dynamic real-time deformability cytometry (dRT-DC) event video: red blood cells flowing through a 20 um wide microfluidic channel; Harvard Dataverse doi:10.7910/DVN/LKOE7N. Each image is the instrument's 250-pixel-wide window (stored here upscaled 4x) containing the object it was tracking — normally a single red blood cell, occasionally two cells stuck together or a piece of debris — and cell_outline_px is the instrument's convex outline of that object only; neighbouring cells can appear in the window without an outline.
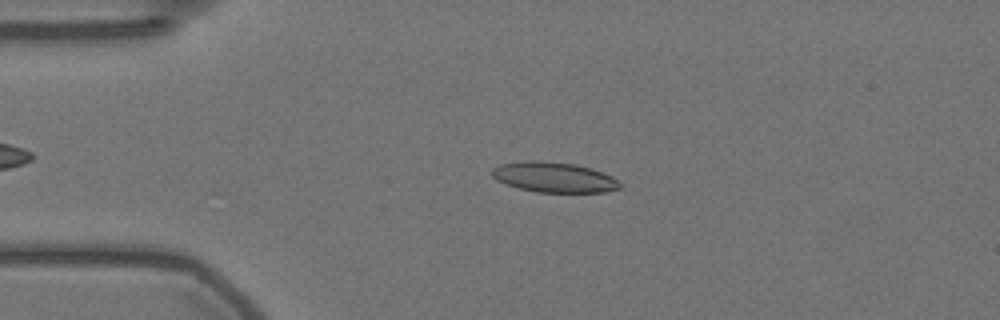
{"species": "Egyptian fruit bat (a non-hibernating species)", "species_latin": "Rousettus aegyptiacus", "temperature_condition": "warm", "stored_images_in_passage": 56, "camera_frame_rate_fps": 3000, "um_per_image_px": 0.085, "animal": {"sex": "female"}, "frame": {"image": 1, "passage_image": 12, "time_ms": 3.667, "image_size_px": [1000, 320], "cell_outline_px": [[624, 188], [604, 192], [536, 192], [520, 188], [496, 180], [492, 176], [492, 168], [500, 164], [524, 160], [540, 160], [576, 164], [592, 168], [612, 176]], "centroid_in_image_um": [47.1, 15.05], "position_along_channel_um": 37.9, "area_um2": 22.66}}
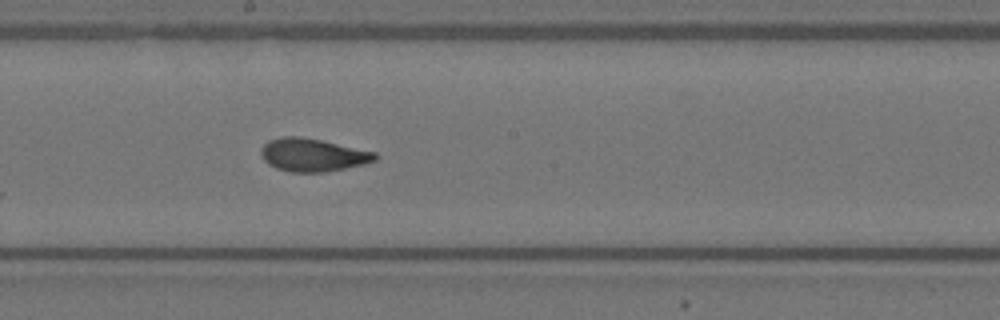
{"frame": {"image": 2, "passage_image": 30, "time_ms": 9.667, "image_size_px": [1000, 320], "cell_outline_px": [[380, 156], [376, 160], [364, 164], [324, 172], [292, 172], [276, 168], [268, 164], [264, 160], [260, 152], [260, 148], [268, 140], [280, 136], [300, 136], [320, 140], [376, 152]], "centroid_in_image_um": [26.57, 13.16], "position_along_channel_um": 221.6, "area_um2": 21.96}}
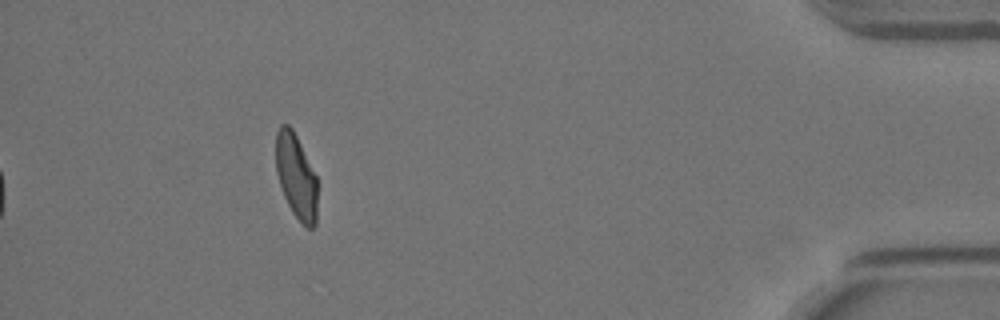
{"frame": {"image": 3, "passage_image": 51, "time_ms": 16.667, "image_size_px": [1000, 320], "cell_outline_px": [[316, 224], [312, 228], [308, 228], [292, 212], [284, 196], [276, 172], [276, 132], [280, 124], [288, 124], [292, 128], [316, 176]], "centroid_in_image_um": [25.15, 14.96], "position_along_channel_um": 410.0, "area_um2": 20.11}, "authors_computed_cell_mechanics": {"area_um2": 21.8773, "velocity_mm_per_s": 3.5487, "shape_relaxation_time_tau1_ms": 4.9817, "shape_relaxation_time_tau2_ms": 1.1389, "deformation_change_tau1": 0.1507, "deformation_change_tau2": 0.0481}}